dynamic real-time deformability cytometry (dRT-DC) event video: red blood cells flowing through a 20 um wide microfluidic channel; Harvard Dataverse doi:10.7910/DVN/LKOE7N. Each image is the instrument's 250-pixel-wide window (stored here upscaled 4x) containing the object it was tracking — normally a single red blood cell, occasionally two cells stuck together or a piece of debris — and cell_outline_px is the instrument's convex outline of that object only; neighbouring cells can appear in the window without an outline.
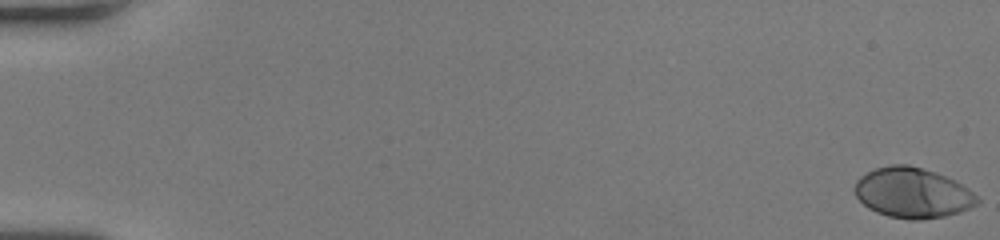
{"species": "human", "species_latin": "Homo sapiens", "temperature_condition": "room temperature", "stored_images_in_passage": 55, "segment_of_instrument_passage": [1, 2], "camera_frame_rate_fps": 3000, "um_per_image_px": 0.085, "donor": {"sex": "female"}, "frame": {"image": 1, "passage_image": 1, "time_ms": 0.0, "image_size_px": [1000, 240], "cell_outline_px": [[980, 204], [960, 212], [944, 216], [920, 220], [908, 220], [888, 216], [876, 212], [868, 208], [856, 196], [852, 188], [856, 180], [860, 176], [876, 168], [892, 164], [908, 164], [944, 176], [968, 188], [980, 200]], "centroid_in_image_um": [77.54, 16.41], "position_along_channel_um": 7.5, "area_um2": 35.84}}
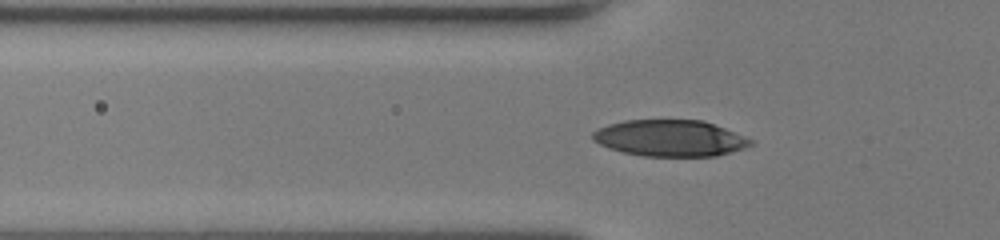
{"frame": {"image": 2, "passage_image": 20, "time_ms": 6.333, "image_size_px": [1000, 240], "cell_outline_px": [[756, 144], [744, 148], [716, 156], [644, 156], [624, 152], [608, 148], [592, 140], [592, 132], [596, 128], [608, 124], [624, 120], [700, 120], [724, 128], [752, 140]], "centroid_in_image_um": [56.91, 11.74], "position_along_channel_um": 68.9, "area_um2": 33.41}}
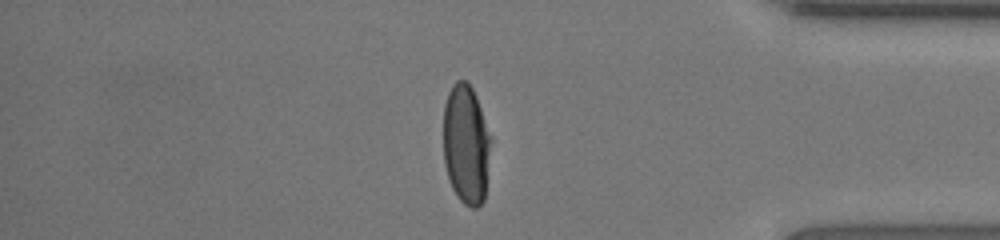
{"frame": {"image": 3, "passage_image": 46, "time_ms": 15.0, "image_size_px": [1000, 240], "cell_outline_px": [[492, 136], [484, 200], [476, 208], [472, 208], [464, 204], [456, 196], [448, 180], [444, 164], [444, 104], [448, 92], [452, 84], [456, 80], [468, 80], [476, 96]], "centroid_in_image_um": [39.62, 12.26], "position_along_channel_um": 395.6, "area_um2": 33.64}}